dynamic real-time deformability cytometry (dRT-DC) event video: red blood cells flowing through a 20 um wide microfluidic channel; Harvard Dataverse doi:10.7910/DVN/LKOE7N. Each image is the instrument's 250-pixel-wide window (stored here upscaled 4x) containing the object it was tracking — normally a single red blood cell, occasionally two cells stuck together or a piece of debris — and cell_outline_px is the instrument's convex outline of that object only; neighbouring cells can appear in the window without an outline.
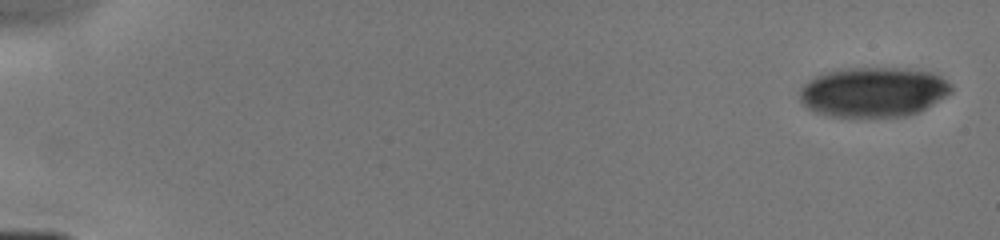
{"species": "human", "species_latin": "Homo sapiens", "temperature_condition": "cold", "stored_images_in_passage": 27, "camera_frame_rate_fps": 3000, "um_per_image_px": 0.085, "donor": {"sex": "male"}, "frame": {"image": 1, "passage_image": 1, "time_ms": 0.0, "image_size_px": [1000, 240], "cell_outline_px": [[952, 92], [920, 112], [904, 116], [828, 116], [816, 112], [808, 108], [800, 100], [800, 88], [808, 80], [816, 76], [828, 72], [848, 68], [908, 68], [932, 72], [940, 76], [952, 84]], "centroid_in_image_um": [74.27, 7.81], "position_along_channel_um": 10.7, "area_um2": 43.99}}
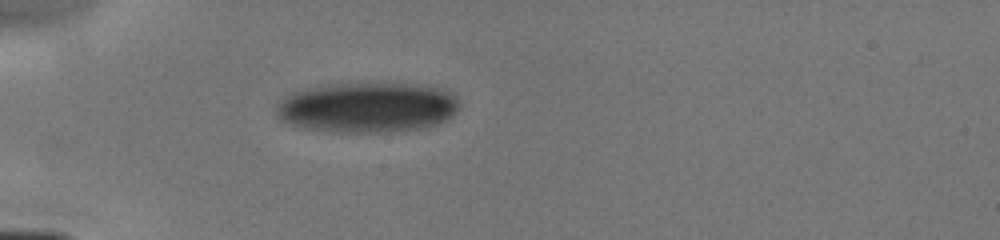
{"frame": {"image": 2, "passage_image": 17, "time_ms": 4.667, "image_size_px": [1000, 240], "cell_outline_px": [[460, 108], [452, 116], [436, 124], [424, 128], [392, 132], [328, 132], [300, 128], [280, 120], [276, 112], [276, 108], [292, 92], [304, 88], [328, 84], [412, 84], [440, 88], [452, 92], [456, 96], [460, 104]], "centroid_in_image_um": [31.24, 9.15], "position_along_channel_um": 53.8, "area_um2": 53.87}}
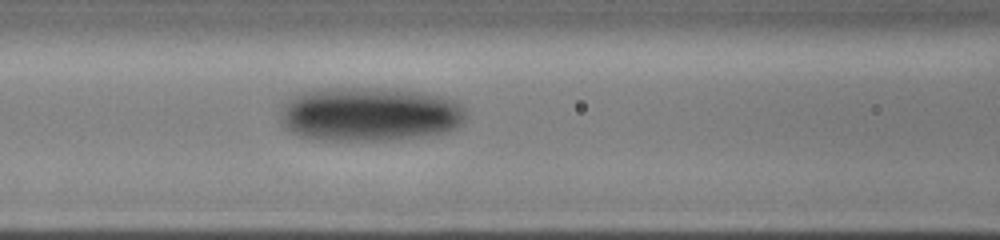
{"frame": {"image": 3, "passage_image": 27, "time_ms": 7.0, "image_size_px": [1000, 240], "cell_outline_px": [[464, 120], [456, 128], [448, 132], [428, 136], [400, 140], [312, 140], [296, 136], [280, 124], [280, 108], [284, 100], [288, 96], [296, 92], [324, 88], [392, 88], [420, 92], [444, 96], [456, 100], [464, 108]], "centroid_in_image_um": [31.34, 9.71], "position_along_channel_um": 135.3, "area_um2": 60.23}}